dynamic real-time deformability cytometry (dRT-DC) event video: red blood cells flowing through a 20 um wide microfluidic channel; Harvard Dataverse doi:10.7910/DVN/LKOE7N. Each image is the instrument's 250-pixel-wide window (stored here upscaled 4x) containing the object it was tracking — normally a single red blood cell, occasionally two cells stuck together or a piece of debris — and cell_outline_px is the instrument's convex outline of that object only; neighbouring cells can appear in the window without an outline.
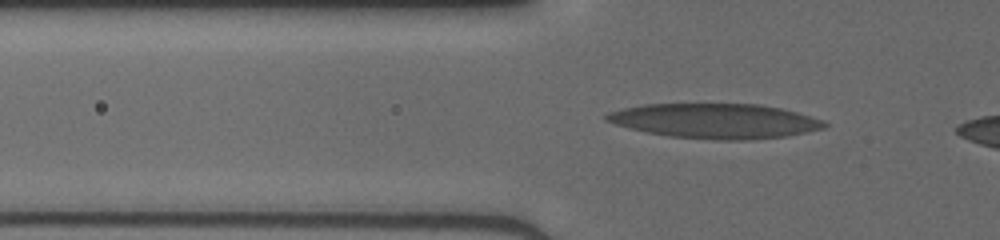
{"species": "human", "species_latin": "Homo sapiens", "temperature_condition": "cold", "stored_images_in_passage": 33, "camera_frame_rate_fps": 3000, "um_per_image_px": 0.085, "donor": {"sex": "male"}, "frame": {"image": 1, "passage_image": 4, "time_ms": 1.0, "image_size_px": [1000, 240], "cell_outline_px": [[828, 124], [824, 128], [784, 136], [744, 140], [716, 140], [668, 136], [648, 132], [616, 124], [604, 120], [604, 116], [608, 112], [624, 108], [644, 104], [760, 104], [780, 108], [796, 112], [824, 120]], "centroid_in_image_um": [60.78, 10.27], "position_along_channel_um": 65.0, "area_um2": 43.87}}
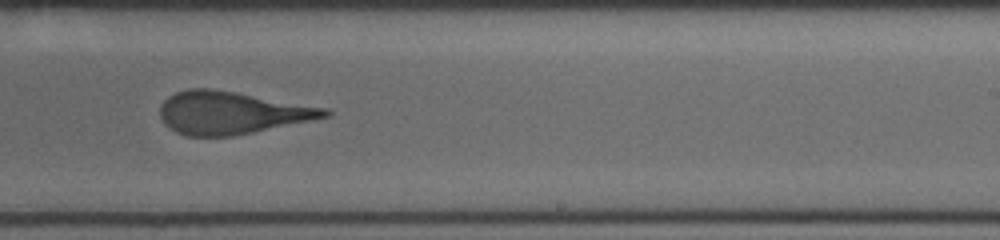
{"frame": {"image": 2, "passage_image": 19, "time_ms": 6.0, "image_size_px": [1000, 240], "cell_outline_px": [[332, 116], [232, 136], [188, 136], [176, 132], [164, 124], [160, 116], [160, 104], [168, 96], [176, 92], [188, 88], [208, 88], [328, 108], [332, 112]], "centroid_in_image_um": [19.65, 9.59], "position_along_channel_um": 269.3, "area_um2": 40.58}}
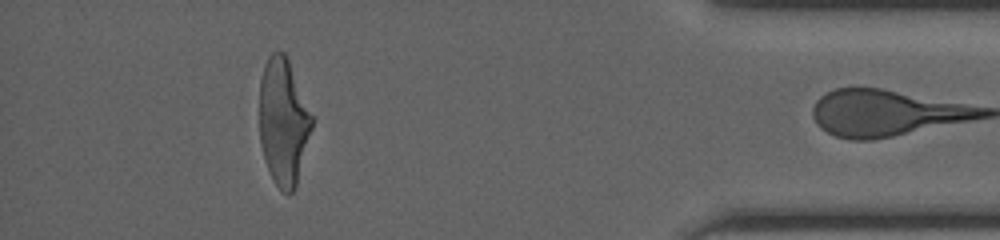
{"frame": {"image": 3, "passage_image": 32, "time_ms": 10.333, "image_size_px": [1000, 240], "cell_outline_px": [[316, 120], [296, 188], [288, 196], [272, 180], [264, 160], [260, 140], [260, 80], [264, 64], [268, 56], [272, 52], [284, 52], [316, 116]], "centroid_in_image_um": [24.14, 10.37], "position_along_channel_um": 411.1, "area_um2": 39.94}}